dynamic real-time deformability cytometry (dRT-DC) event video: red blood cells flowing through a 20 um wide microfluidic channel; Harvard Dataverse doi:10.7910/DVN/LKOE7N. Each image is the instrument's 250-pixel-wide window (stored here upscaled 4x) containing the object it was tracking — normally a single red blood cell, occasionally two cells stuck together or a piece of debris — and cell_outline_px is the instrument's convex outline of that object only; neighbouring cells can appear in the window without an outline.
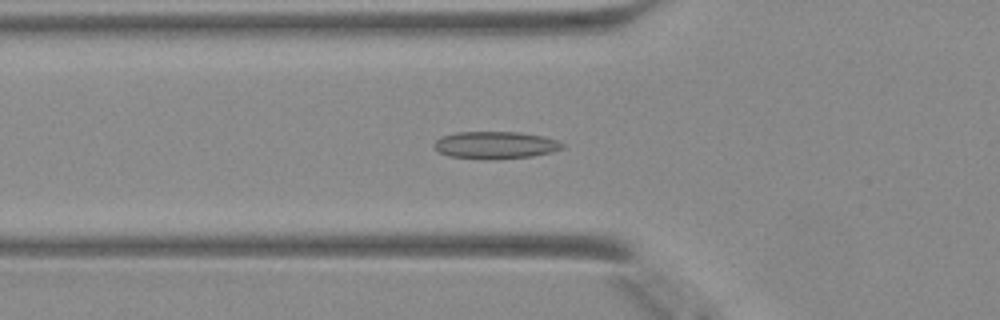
{"species": "Egyptian fruit bat (a non-hibernating species)", "species_latin": "Rousettus aegyptiacus", "temperature_condition": "warm", "stored_images_in_passage": 48, "camera_frame_rate_fps": 3000, "um_per_image_px": 0.085, "animal": {"sex": "female"}, "frame": {"image": 1, "passage_image": 17, "time_ms": 5.333, "image_size_px": [1000, 320], "cell_outline_px": [[564, 148], [552, 152], [532, 156], [484, 160], [448, 156], [440, 152], [432, 144], [440, 136], [456, 132], [520, 132], [544, 136], [556, 140], [564, 144]], "centroid_in_image_um": [42.09, 12.33], "position_along_channel_um": 83.7, "area_um2": 20.58}}
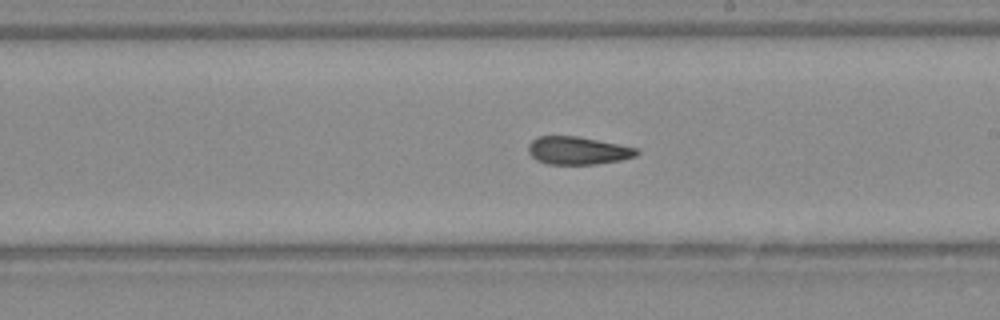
{"frame": {"image": 2, "passage_image": 28, "time_ms": 9.0, "image_size_px": [1000, 320], "cell_outline_px": [[640, 152], [636, 156], [620, 160], [596, 164], [548, 164], [536, 160], [528, 152], [528, 144], [536, 136], [580, 136], [636, 148]], "centroid_in_image_um": [49.09, 12.79], "position_along_channel_um": 239.9, "area_um2": 17.63}}
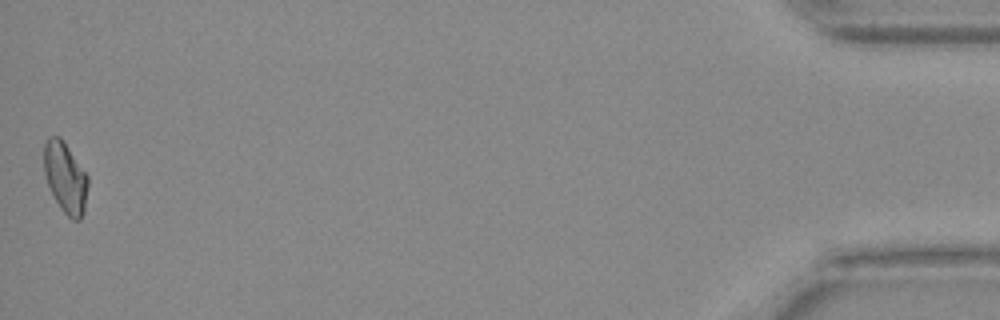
{"frame": {"image": 3, "passage_image": 48, "time_ms": 15.667, "image_size_px": [1000, 320], "cell_outline_px": [[88, 184], [84, 212], [80, 220], [72, 220], [60, 208], [48, 184], [44, 172], [44, 144], [48, 136], [60, 136], [64, 140], [88, 176]], "centroid_in_image_um": [5.56, 15.07], "position_along_channel_um": 429.6, "area_um2": 18.15}}